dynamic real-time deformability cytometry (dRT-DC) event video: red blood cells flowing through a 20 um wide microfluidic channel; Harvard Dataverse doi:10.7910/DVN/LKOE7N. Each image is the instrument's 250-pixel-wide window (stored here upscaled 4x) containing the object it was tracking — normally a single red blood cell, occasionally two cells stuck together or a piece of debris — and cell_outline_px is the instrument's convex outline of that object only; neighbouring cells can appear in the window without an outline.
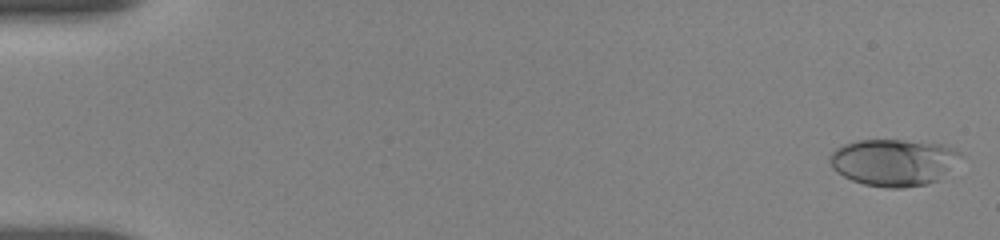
{"species": "human", "species_latin": "Homo sapiens", "temperature_condition": "room temperature", "stored_images_in_passage": 55, "camera_frame_rate_fps": 3000, "um_per_image_px": 0.085, "donor": {"sex": "female"}, "frame": {"image": 1, "passage_image": 1, "time_ms": 0.0, "image_size_px": [1000, 240], "cell_outline_px": [[964, 156], [936, 180], [928, 184], [900, 188], [888, 188], [864, 184], [852, 180], [836, 172], [832, 168], [828, 160], [828, 156], [836, 148], [844, 144], [856, 140], [904, 140], [940, 144], [956, 148]], "centroid_in_image_um": [75.93, 13.78], "position_along_channel_um": 9.1, "area_um2": 35.78}}
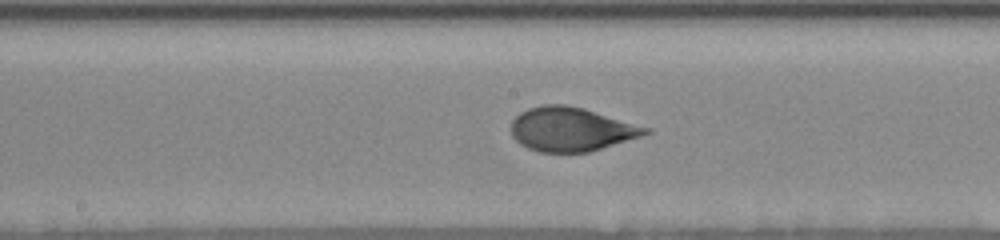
{"frame": {"image": 2, "passage_image": 29, "time_ms": 9.333, "image_size_px": [1000, 240], "cell_outline_px": [[652, 132], [640, 136], [588, 152], [540, 152], [528, 148], [520, 144], [512, 136], [512, 120], [520, 112], [528, 108], [540, 104], [564, 104], [584, 108], [652, 128]], "centroid_in_image_um": [48.54, 10.97], "position_along_channel_um": 199.7, "area_um2": 34.39}}
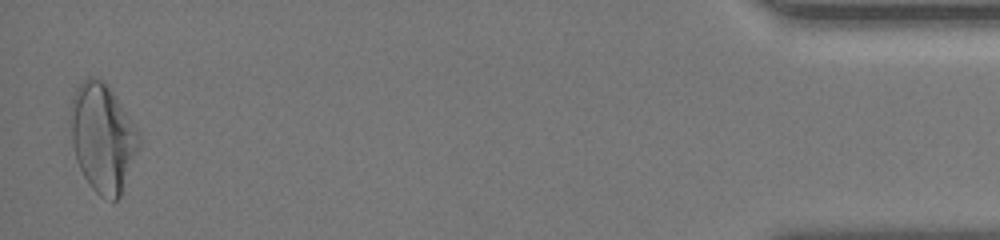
{"frame": {"image": 3, "passage_image": 54, "time_ms": 17.667, "image_size_px": [1000, 240], "cell_outline_px": [[140, 144], [120, 196], [116, 200], [104, 200], [88, 184], [76, 160], [72, 144], [72, 96], [76, 88], [88, 76], [92, 76], [104, 80], [112, 88], [140, 132]], "centroid_in_image_um": [8.75, 11.68], "position_along_channel_um": 426.4, "area_um2": 43.29}, "authors_computed_cell_mechanics": {"area_um2": 34.391, "velocity_mm_per_s": 3.6698, "shape_relaxation_time_tau1_ms": 3.8672, "shape_relaxation_time_tau2_ms": 0.7946, "deformation_change_tau1": 0.1706, "deformation_change_tau2": 0.0526}}